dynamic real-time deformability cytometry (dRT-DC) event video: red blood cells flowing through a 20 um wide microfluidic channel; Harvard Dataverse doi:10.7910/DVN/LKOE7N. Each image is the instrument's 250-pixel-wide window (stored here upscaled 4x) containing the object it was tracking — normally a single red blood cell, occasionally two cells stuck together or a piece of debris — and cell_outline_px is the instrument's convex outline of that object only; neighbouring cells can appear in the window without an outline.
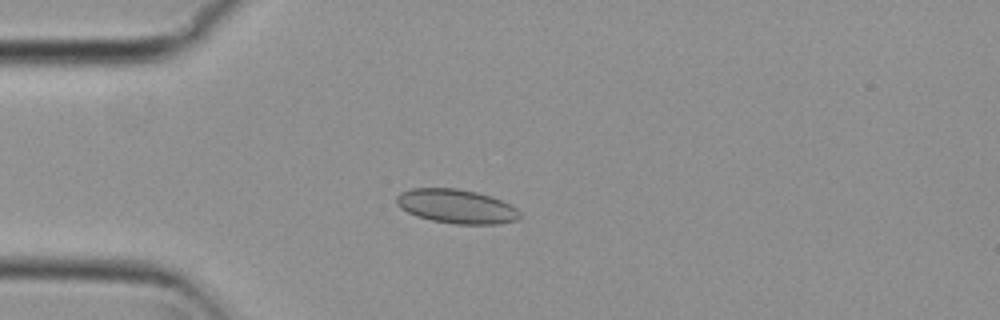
{"species": "common noctule bat (a hibernating species)", "species_latin": "Nyctalus noctula", "temperature_condition": "cold", "stored_images_in_passage": 5, "camera_frame_rate_fps": 3000, "um_per_image_px": 0.085, "animal": {"sex": "female", "body_mass_g": 29.2, "forearm_length_mm": 56.3}, "frame": {"image": 1, "passage_image": 3, "time_ms": 0.667, "image_size_px": [1000, 320], "cell_outline_px": [[520, 216], [516, 220], [500, 224], [456, 224], [432, 220], [416, 216], [400, 208], [396, 204], [396, 196], [400, 192], [412, 188], [456, 188], [476, 192], [492, 196], [512, 204], [520, 212]], "centroid_in_image_um": [38.8, 17.53], "position_along_channel_um": 46.2, "area_um2": 24.68}}
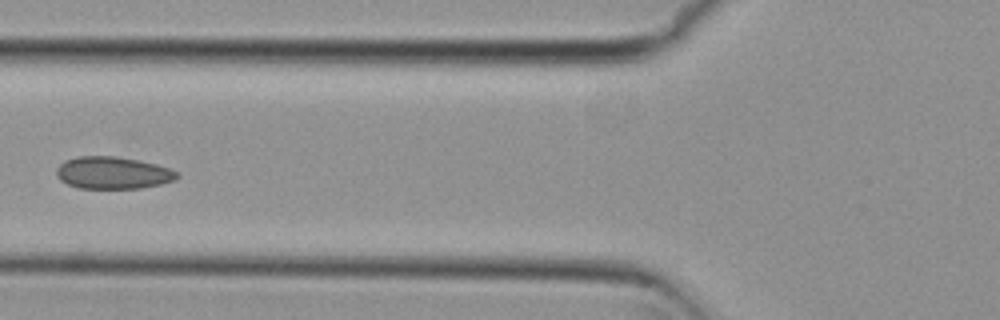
{"frame": {"image": 2, "passage_image": 5, "time_ms": 1.333, "image_size_px": [1000, 320], "cell_outline_px": [[180, 176], [176, 180], [160, 184], [140, 188], [80, 188], [68, 184], [60, 180], [56, 176], [56, 168], [64, 160], [76, 156], [116, 156], [156, 164], [180, 172]], "centroid_in_image_um": [9.59, 14.68], "position_along_channel_um": 116.2, "area_um2": 22.72}}